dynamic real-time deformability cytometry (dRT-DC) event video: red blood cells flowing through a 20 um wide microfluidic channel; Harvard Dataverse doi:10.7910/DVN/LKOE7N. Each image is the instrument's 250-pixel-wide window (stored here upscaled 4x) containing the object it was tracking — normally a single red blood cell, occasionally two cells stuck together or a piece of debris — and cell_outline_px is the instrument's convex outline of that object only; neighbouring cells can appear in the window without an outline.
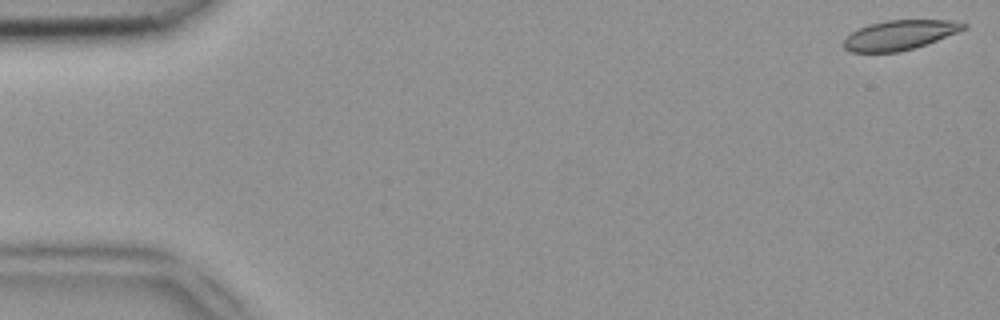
{"species": "common noctule bat (a hibernating species)", "species_latin": "Nyctalus noctula", "temperature_condition": "room temperature", "stored_images_in_passage": 12, "camera_frame_rate_fps": 3000, "um_per_image_px": 0.085, "animal": {"sex": "female", "body_mass_g": 18.4}, "frame": {"image": 1, "passage_image": 1, "time_ms": 0.0, "image_size_px": [1000, 320], "cell_outline_px": [[968, 28], [916, 48], [900, 52], [848, 52], [844, 48], [844, 40], [852, 32], [868, 24], [888, 20], [948, 20], [968, 24]], "centroid_in_image_um": [76.48, 2.98], "position_along_channel_um": 8.5, "area_um2": 20.69}}
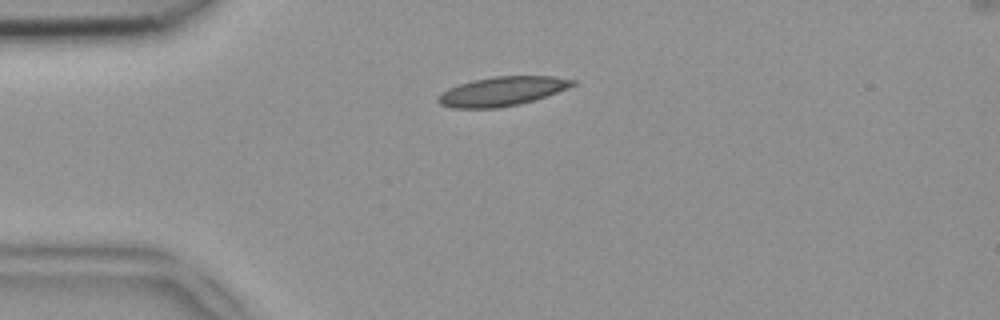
{"frame": {"image": 2, "passage_image": 12, "time_ms": 3.667, "image_size_px": [1000, 320], "cell_outline_px": [[576, 84], [568, 88], [532, 100], [516, 104], [496, 108], [452, 108], [440, 104], [436, 100], [436, 96], [448, 88], [472, 80], [492, 76], [552, 76], [576, 80]], "centroid_in_image_um": [42.63, 7.75], "position_along_channel_um": 42.4, "area_um2": 22.72}}